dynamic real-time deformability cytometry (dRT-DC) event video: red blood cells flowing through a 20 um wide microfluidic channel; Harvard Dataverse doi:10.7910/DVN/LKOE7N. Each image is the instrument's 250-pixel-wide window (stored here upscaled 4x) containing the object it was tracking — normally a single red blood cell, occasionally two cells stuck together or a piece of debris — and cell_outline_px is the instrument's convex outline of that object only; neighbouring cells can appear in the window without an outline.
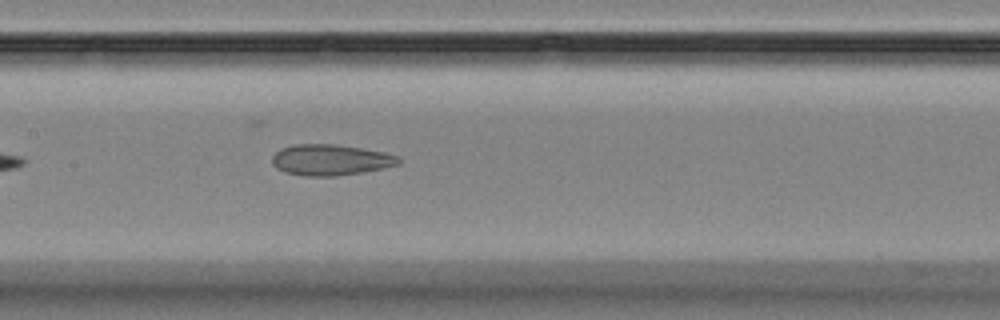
{"species": "Egyptian fruit bat (a non-hibernating species)", "species_latin": "Rousettus aegyptiacus", "temperature_condition": "room temperature", "stored_images_in_passage": 5, "camera_frame_rate_fps": 3000, "um_per_image_px": 0.085, "animal": {"sex": "female"}, "frame": {"image": 1, "passage_image": 5, "time_ms": 4.667, "image_size_px": [1000, 320], "cell_outline_px": [[400, 164], [384, 168], [336, 176], [304, 176], [284, 172], [276, 168], [272, 164], [272, 156], [280, 148], [296, 144], [332, 144], [360, 148], [384, 152], [400, 156]], "centroid_in_image_um": [28.08, 13.59], "position_along_channel_um": 179.3, "area_um2": 22.83}}